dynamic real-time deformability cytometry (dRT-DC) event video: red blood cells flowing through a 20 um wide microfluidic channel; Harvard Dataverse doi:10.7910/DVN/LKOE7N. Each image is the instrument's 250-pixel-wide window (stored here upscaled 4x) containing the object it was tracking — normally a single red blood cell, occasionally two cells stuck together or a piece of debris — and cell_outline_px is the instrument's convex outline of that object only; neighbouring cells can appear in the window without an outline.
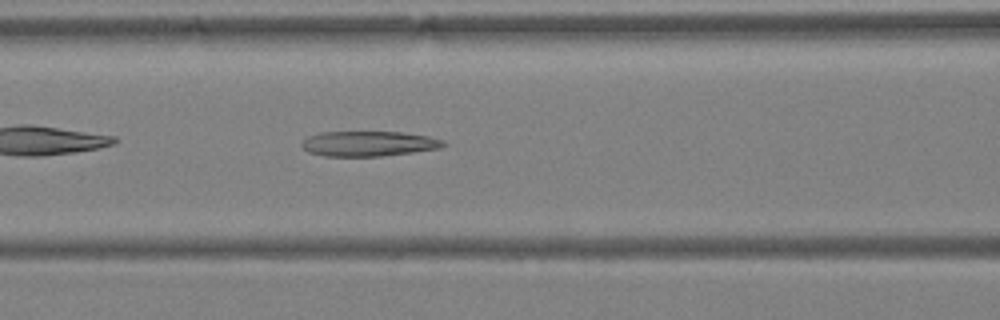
{"species": "Egyptian fruit bat (a non-hibernating species)", "species_latin": "Rousettus aegyptiacus", "temperature_condition": "warm", "stored_images_in_passage": 31, "camera_frame_rate_fps": 3000, "um_per_image_px": 0.085, "animal": {"sex": "female"}, "frame": {"image": 1, "passage_image": 6, "time_ms": 1.667, "image_size_px": [1000, 320], "cell_outline_px": [[448, 144], [440, 148], [412, 152], [380, 156], [324, 156], [308, 152], [300, 144], [308, 136], [320, 132], [404, 132], [428, 136], [444, 140]], "centroid_in_image_um": [31.35, 12.21], "position_along_channel_um": 135.3, "area_um2": 20.75}}
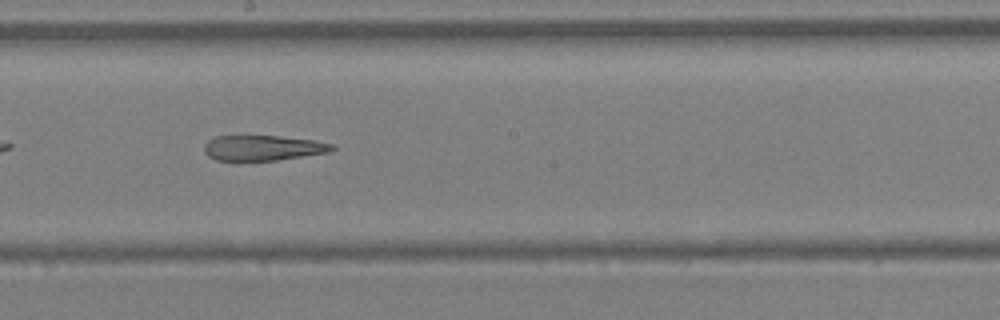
{"frame": {"image": 2, "passage_image": 12, "time_ms": 3.667, "image_size_px": [1000, 320], "cell_outline_px": [[336, 148], [328, 152], [276, 160], [216, 160], [208, 156], [204, 152], [204, 144], [208, 140], [216, 136], [280, 136], [316, 140], [332, 144]], "centroid_in_image_um": [22.34, 12.56], "position_along_channel_um": 225.9, "area_um2": 18.73}}
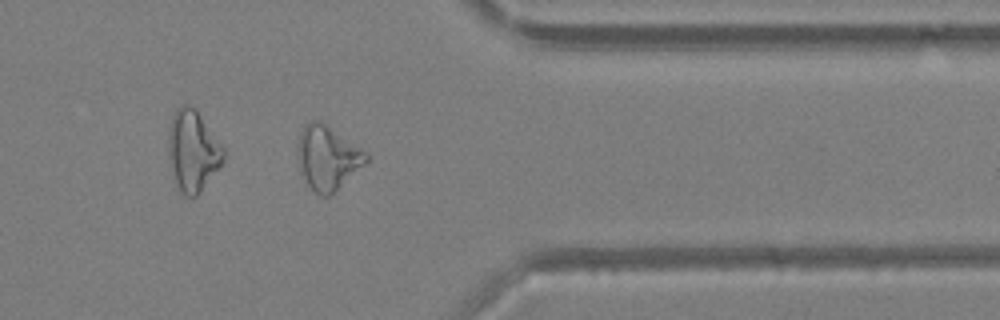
{"frame": {"image": 3, "passage_image": 23, "time_ms": 7.333, "image_size_px": [1000, 320], "cell_outline_px": [[368, 160], [364, 164], [328, 196], [320, 196], [308, 184], [304, 176], [296, 152], [300, 132], [304, 124], [312, 120], [320, 120], [364, 152], [368, 156]], "centroid_in_image_um": [27.79, 13.37], "position_along_channel_um": 383.6, "area_um2": 24.51}, "authors_computed_cell_mechanics": {"area_um2": 21.0392, "velocity_mm_per_s": 4.5494, "shape_relaxation_time_tau1_ms": null, "shape_relaxation_time_tau2_ms": 6.1396, "deformation_change_tau1": null, "deformation_change_tau2": 0.2147}}